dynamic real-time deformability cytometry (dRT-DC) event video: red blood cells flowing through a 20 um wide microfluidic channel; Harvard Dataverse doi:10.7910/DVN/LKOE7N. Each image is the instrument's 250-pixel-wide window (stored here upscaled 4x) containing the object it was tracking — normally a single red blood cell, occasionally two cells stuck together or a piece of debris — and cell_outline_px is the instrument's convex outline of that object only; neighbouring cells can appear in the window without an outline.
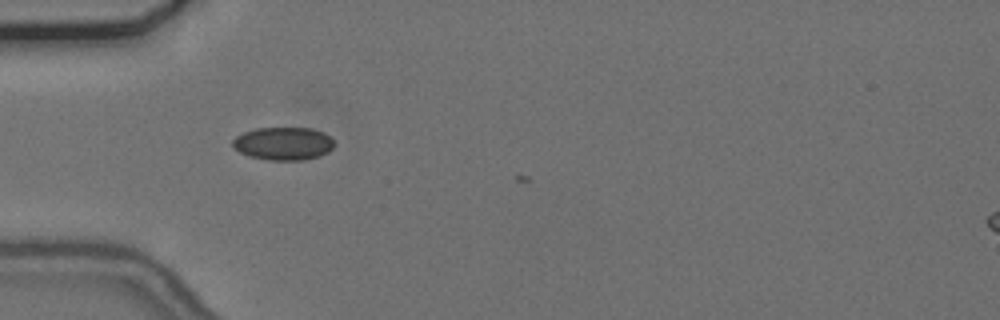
{"species": "common noctule bat (a hibernating species)", "species_latin": "Nyctalus noctula", "temperature_condition": "cold", "stored_images_in_passage": 10, "camera_frame_rate_fps": 3000, "um_per_image_px": 0.085, "animal": {"sex": "female", "body_mass_g": 24.6, "forearm_length_mm": 56.2}, "frame": {"image": 1, "passage_image": 4, "time_ms": 1.0, "image_size_px": [1000, 320], "cell_outline_px": [[336, 144], [328, 152], [320, 156], [304, 160], [268, 160], [248, 156], [232, 148], [232, 140], [236, 136], [244, 132], [256, 128], [312, 128], [324, 132]], "centroid_in_image_um": [24.07, 12.21], "position_along_channel_um": 60.9, "area_um2": 19.71}}
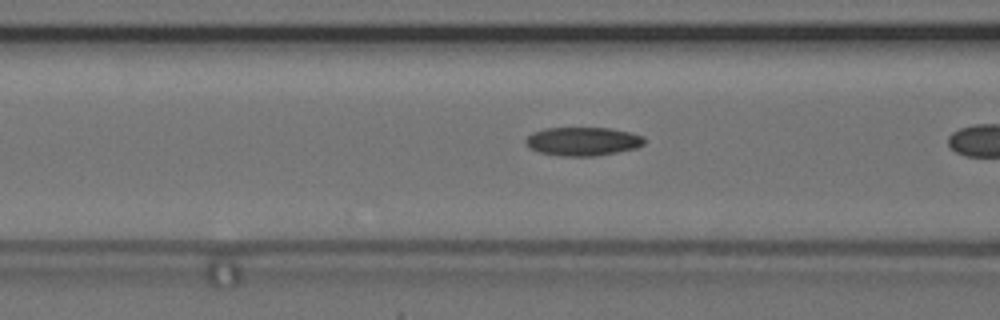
{"frame": {"image": 2, "passage_image": 6, "time_ms": 1.667, "image_size_px": [1000, 320], "cell_outline_px": [[644, 144], [636, 148], [596, 156], [560, 156], [540, 152], [528, 148], [524, 140], [532, 132], [544, 128], [612, 128], [644, 136]], "centroid_in_image_um": [49.51, 12.01], "position_along_channel_um": 117.1, "area_um2": 19.83}}